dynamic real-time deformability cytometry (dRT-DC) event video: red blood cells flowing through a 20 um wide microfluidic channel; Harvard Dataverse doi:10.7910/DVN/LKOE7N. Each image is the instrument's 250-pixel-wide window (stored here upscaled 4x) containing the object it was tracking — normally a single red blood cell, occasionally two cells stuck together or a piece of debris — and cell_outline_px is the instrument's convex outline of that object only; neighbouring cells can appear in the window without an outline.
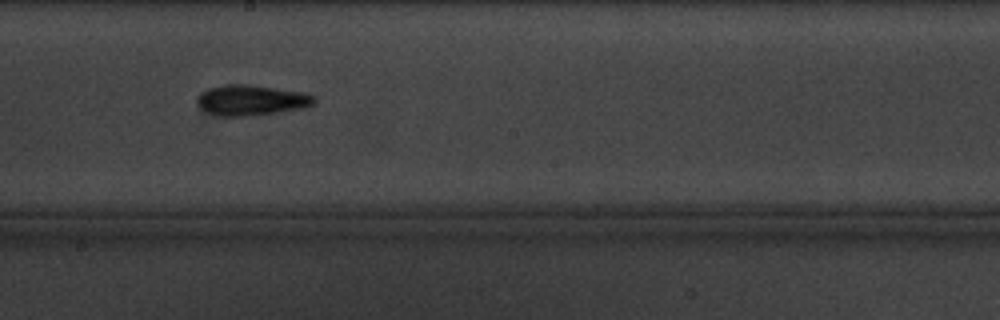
{"species": "common noctule bat (a hibernating species)", "species_latin": "Nyctalus noctula", "temperature_condition": "cold", "stored_images_in_passage": 17, "camera_frame_rate_fps": 3000, "um_per_image_px": 0.085, "animal": {"sex": "male", "body_mass_g": 20.1, "forearm_length_mm": 53.5}, "frame": {"image": 1, "passage_image": 10, "time_ms": 10.333, "image_size_px": [1000, 320], "cell_outline_px": [[316, 100], [312, 104], [304, 108], [276, 112], [244, 116], [216, 116], [200, 108], [196, 104], [196, 96], [200, 92], [208, 88], [224, 84], [244, 84], [304, 92], [316, 96]], "centroid_in_image_um": [21.3, 8.51], "position_along_channel_um": 226.9, "area_um2": 20.87}}